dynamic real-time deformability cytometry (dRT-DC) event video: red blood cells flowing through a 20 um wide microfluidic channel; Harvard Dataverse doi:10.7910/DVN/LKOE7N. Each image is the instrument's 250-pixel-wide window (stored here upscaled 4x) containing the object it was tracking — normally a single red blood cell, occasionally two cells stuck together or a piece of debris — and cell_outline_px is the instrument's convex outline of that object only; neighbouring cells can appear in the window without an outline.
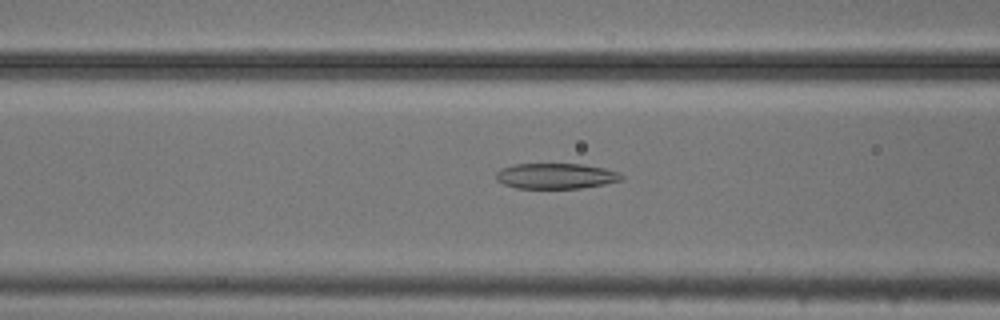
{"species": "common noctule bat (a hibernating species)", "species_latin": "Nyctalus noctula", "temperature_condition": "cold", "stored_images_in_passage": 30, "camera_frame_rate_fps": 3000, "um_per_image_px": 0.085, "animal": {"sex": "male", "body_mass_g": 20.5, "forearm_length_mm": 52.5}, "frame": {"image": 1, "passage_image": 12, "time_ms": 3.667, "image_size_px": [1000, 320], "cell_outline_px": [[624, 180], [604, 184], [580, 188], [516, 188], [504, 184], [496, 180], [496, 172], [500, 168], [512, 164], [584, 164], [604, 168], [616, 172], [624, 176]], "centroid_in_image_um": [47.23, 14.95], "position_along_channel_um": 119.4, "area_um2": 18.73}}
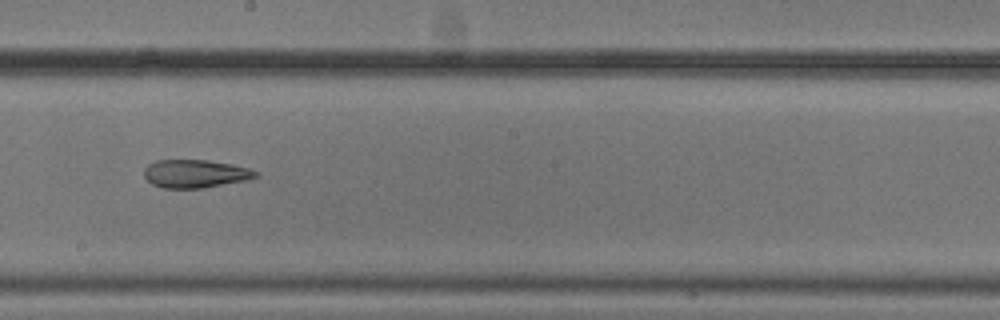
{"frame": {"image": 2, "passage_image": 21, "time_ms": 6.667, "image_size_px": [1000, 320], "cell_outline_px": [[260, 176], [244, 180], [204, 188], [164, 188], [152, 184], [144, 176], [144, 168], [148, 164], [156, 160], [208, 160], [232, 164], [248, 168], [260, 172]], "centroid_in_image_um": [16.6, 14.76], "position_along_channel_um": 231.6, "area_um2": 18.32}}
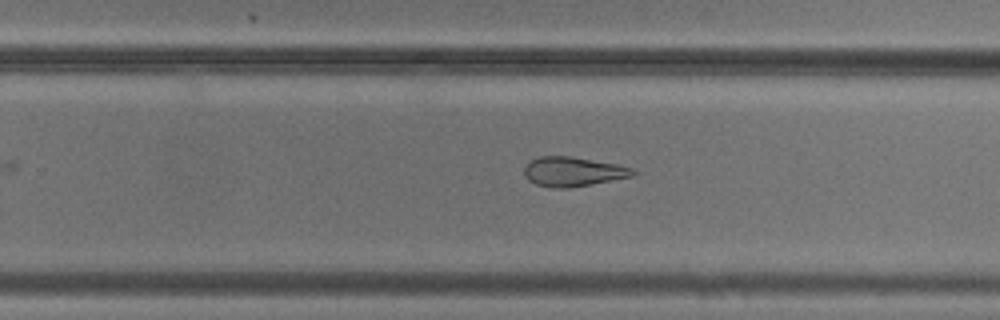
{"frame": {"image": 3, "passage_image": 25, "time_ms": 8.0, "image_size_px": [1000, 320], "cell_outline_px": [[636, 172], [632, 176], [568, 188], [552, 188], [536, 184], [528, 180], [524, 176], [524, 168], [532, 160], [540, 156], [568, 156], [616, 164], [632, 168]], "centroid_in_image_um": [48.66, 14.59], "position_along_channel_um": 281.1, "area_um2": 18.32}}